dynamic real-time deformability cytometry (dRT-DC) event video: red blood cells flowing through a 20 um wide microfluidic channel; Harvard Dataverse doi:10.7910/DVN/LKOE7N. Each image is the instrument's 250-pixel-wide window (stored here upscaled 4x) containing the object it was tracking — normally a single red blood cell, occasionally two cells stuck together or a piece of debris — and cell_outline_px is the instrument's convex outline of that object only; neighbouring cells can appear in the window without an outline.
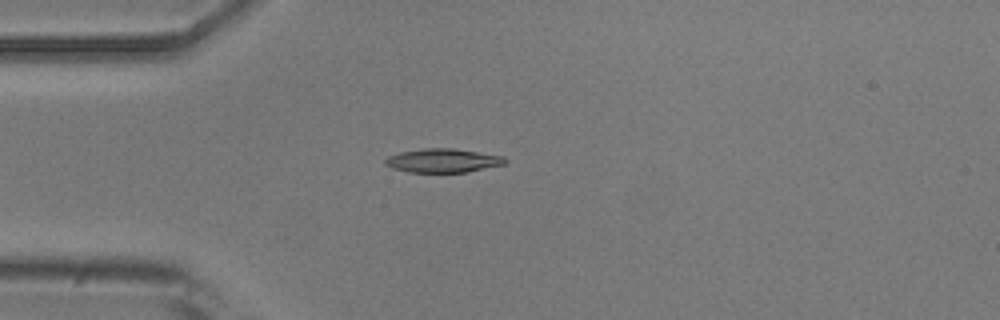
{"species": "common noctule bat (a hibernating species)", "species_latin": "Nyctalus noctula", "temperature_condition": "room temperature", "stored_images_in_passage": 3, "camera_frame_rate_fps": 3000, "um_per_image_px": 0.085, "animal": {"sex": "male", "body_mass_g": 20.5, "forearm_length_mm": 52.5}, "frame": {"image": 1, "passage_image": 3, "time_ms": 2.333, "image_size_px": [1000, 320], "cell_outline_px": [[508, 160], [504, 164], [468, 172], [408, 172], [392, 168], [384, 164], [384, 160], [388, 156], [400, 152], [424, 148], [452, 148], [504, 156]], "centroid_in_image_um": [37.63, 13.65], "position_along_channel_um": 47.4, "area_um2": 16.65}}